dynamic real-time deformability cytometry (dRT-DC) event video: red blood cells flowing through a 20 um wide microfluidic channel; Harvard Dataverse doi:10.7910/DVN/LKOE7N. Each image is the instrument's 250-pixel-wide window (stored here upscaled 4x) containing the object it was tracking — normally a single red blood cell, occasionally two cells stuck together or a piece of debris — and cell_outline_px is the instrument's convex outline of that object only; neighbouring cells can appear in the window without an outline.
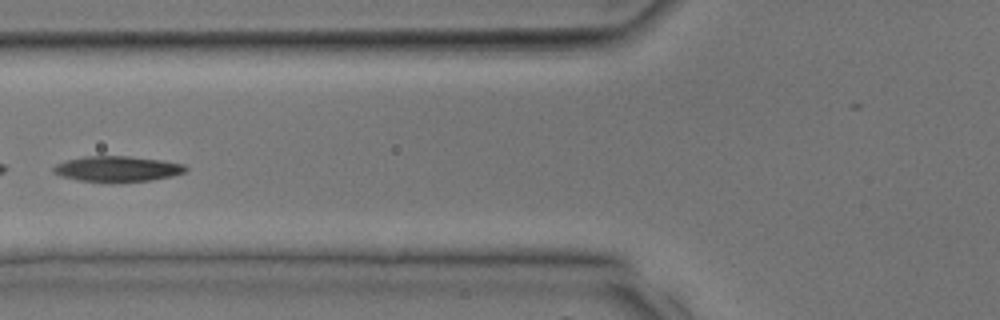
{"species": "common noctule bat (a hibernating species)", "species_latin": "Nyctalus noctula", "temperature_condition": "room temperature", "stored_images_in_passage": 28, "segment_of_instrument_passage": [2, 2], "camera_frame_rate_fps": 3000, "um_per_image_px": 0.085, "animal": {"sex": "male", "body_mass_g": 17.9, "forearm_length_mm": 54.2}, "frame": {"image": 1, "passage_image": 8, "time_ms": 2.333, "image_size_px": [1000, 320], "cell_outline_px": [[188, 168], [184, 172], [172, 176], [152, 180], [76, 180], [60, 176], [52, 172], [52, 168], [56, 164], [64, 160], [84, 156], [128, 156], [160, 160], [184, 164]], "centroid_in_image_um": [9.93, 14.32], "position_along_channel_um": 115.9, "area_um2": 19.19}}
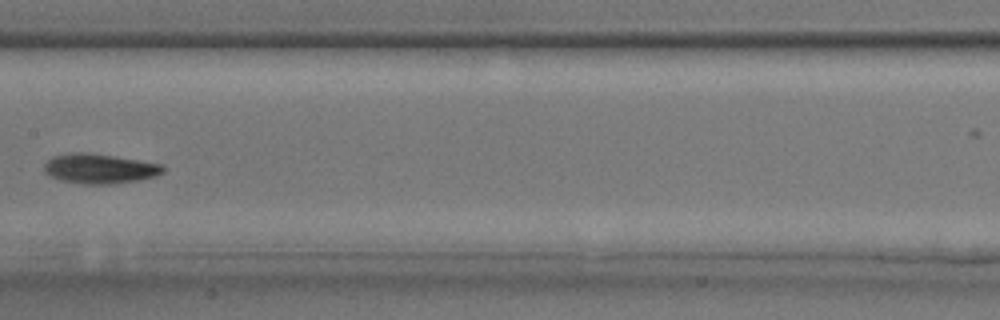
{"frame": {"image": 2, "passage_image": 12, "time_ms": 3.667, "image_size_px": [1000, 320], "cell_outline_px": [[164, 172], [156, 176], [140, 180], [108, 184], [88, 184], [60, 180], [44, 172], [44, 164], [52, 156], [72, 152], [88, 152], [164, 164]], "centroid_in_image_um": [8.48, 14.32], "position_along_channel_um": 198.9, "area_um2": 20.63}}
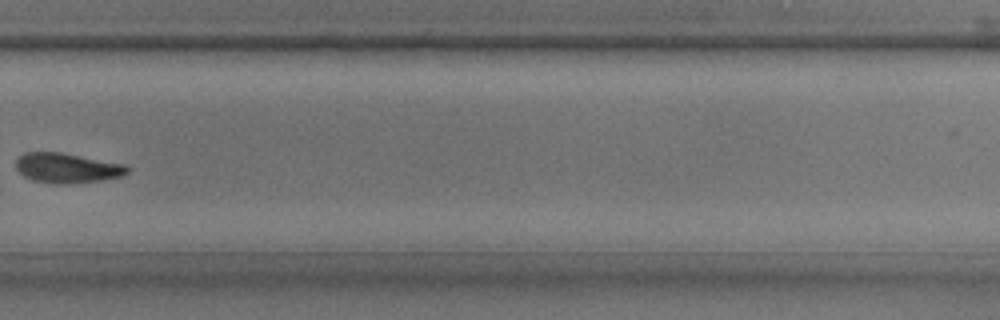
{"frame": {"image": 3, "passage_image": 18, "time_ms": 5.667, "image_size_px": [1000, 320], "cell_outline_px": [[128, 172], [120, 176], [100, 180], [68, 184], [56, 184], [32, 180], [24, 176], [16, 168], [16, 160], [24, 152], [60, 152], [124, 164], [128, 168]], "centroid_in_image_um": [5.66, 14.28], "position_along_channel_um": 324.1, "area_um2": 19.19}}